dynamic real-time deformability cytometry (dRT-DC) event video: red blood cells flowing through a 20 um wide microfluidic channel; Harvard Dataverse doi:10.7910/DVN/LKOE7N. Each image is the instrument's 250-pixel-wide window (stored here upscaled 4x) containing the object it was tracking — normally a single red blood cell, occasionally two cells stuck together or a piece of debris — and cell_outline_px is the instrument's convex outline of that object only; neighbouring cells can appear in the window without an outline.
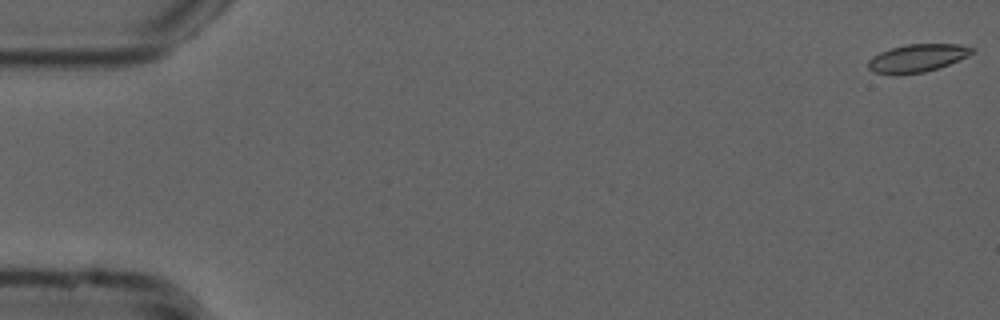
{"species": "common noctule bat (a hibernating species)", "species_latin": "Nyctalus noctula", "temperature_condition": "cold", "stored_images_in_passage": 14, "camera_frame_rate_fps": 3000, "um_per_image_px": 0.085, "animal": {"sex": "male", "forearm_length_mm": 52.5}, "frame": {"image": 1, "passage_image": 1, "time_ms": 0.0, "image_size_px": [1000, 320], "cell_outline_px": [[976, 52], [968, 56], [948, 64], [924, 72], [872, 72], [868, 68], [868, 60], [872, 56], [880, 52], [892, 48], [908, 44], [960, 44], [976, 48]], "centroid_in_image_um": [78.03, 4.89], "position_along_channel_um": 7.0, "area_um2": 16.36}}